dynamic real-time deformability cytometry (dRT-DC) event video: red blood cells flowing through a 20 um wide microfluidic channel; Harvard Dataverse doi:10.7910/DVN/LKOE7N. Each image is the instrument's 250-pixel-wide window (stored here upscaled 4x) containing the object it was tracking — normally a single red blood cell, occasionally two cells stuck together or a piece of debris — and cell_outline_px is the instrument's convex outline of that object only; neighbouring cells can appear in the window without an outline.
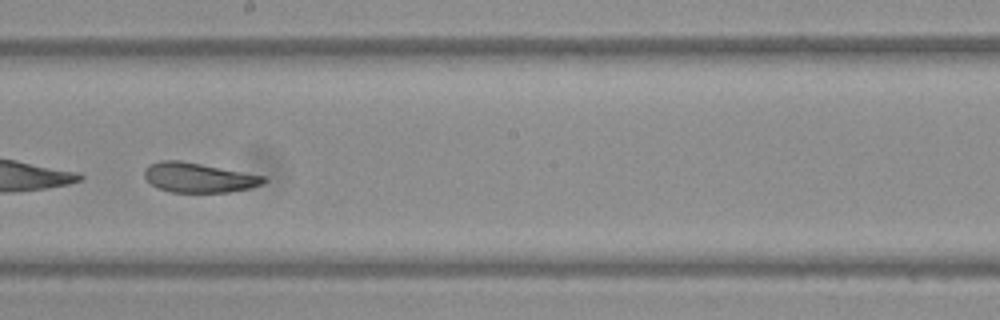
{"species": "Egyptian fruit bat (a non-hibernating species)", "species_latin": "Rousettus aegyptiacus", "temperature_condition": "warm", "stored_images_in_passage": 50, "camera_frame_rate_fps": 3000, "um_per_image_px": 0.085, "frame": {"image": 1, "passage_image": 29, "time_ms": 9.333, "image_size_px": [1000, 320], "cell_outline_px": [[268, 180], [264, 184], [248, 188], [228, 192], [172, 192], [160, 188], [152, 184], [144, 176], [144, 168], [148, 164], [160, 160], [180, 160], [264, 176]], "centroid_in_image_um": [16.87, 15.08], "position_along_channel_um": 231.3, "area_um2": 20.46}}